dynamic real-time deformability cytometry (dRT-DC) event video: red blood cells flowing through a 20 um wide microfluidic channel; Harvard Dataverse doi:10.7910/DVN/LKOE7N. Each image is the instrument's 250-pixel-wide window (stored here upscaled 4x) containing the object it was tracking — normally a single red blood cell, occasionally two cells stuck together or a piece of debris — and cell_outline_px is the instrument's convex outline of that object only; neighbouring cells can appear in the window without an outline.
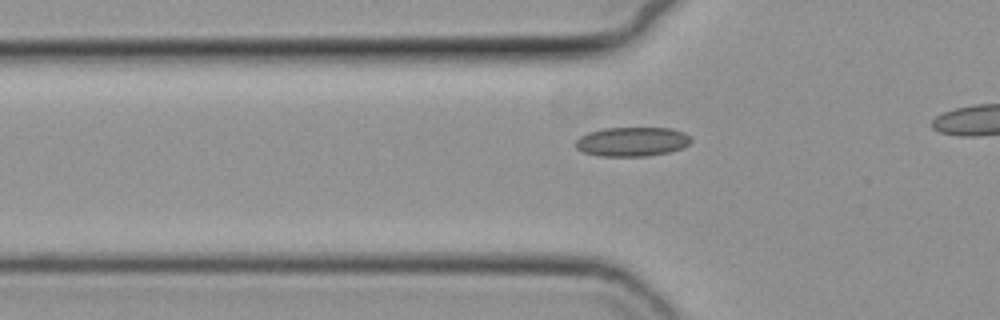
{"species": "common noctule bat (a hibernating species)", "species_latin": "Nyctalus noctula", "temperature_condition": "cold", "stored_images_in_passage": 25, "camera_frame_rate_fps": 3000, "um_per_image_px": 0.085, "animal": {"sex": "female", "body_mass_g": 19.3, "forearm_length_mm": 54.1}, "frame": {"image": 1, "passage_image": 12, "time_ms": 3.667, "image_size_px": [1000, 320], "cell_outline_px": [[692, 140], [688, 144], [680, 148], [668, 152], [648, 156], [600, 156], [584, 152], [576, 148], [576, 140], [580, 136], [588, 132], [604, 128], [672, 128], [684, 132], [692, 136]], "centroid_in_image_um": [53.74, 12.03], "position_along_channel_um": 72.1, "area_um2": 19.71}}
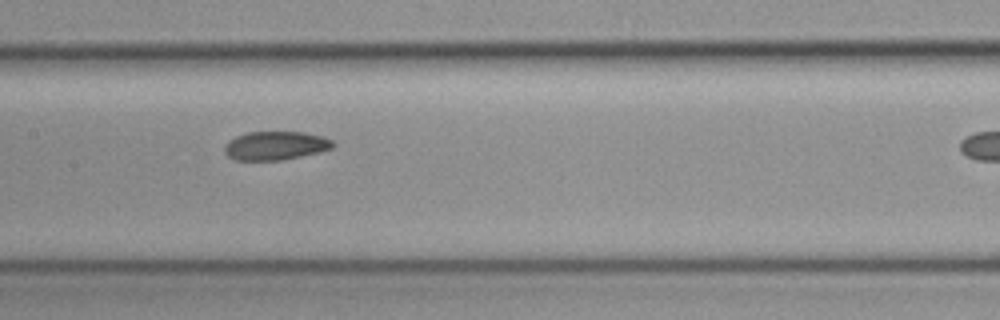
{"frame": {"image": 2, "passage_image": 21, "time_ms": 6.667, "image_size_px": [1000, 320], "cell_outline_px": [[336, 144], [332, 148], [320, 152], [284, 160], [236, 160], [228, 156], [224, 152], [224, 148], [228, 140], [236, 136], [248, 132], [304, 132], [324, 136], [332, 140]], "centroid_in_image_um": [23.44, 12.38], "position_along_channel_um": 184.0, "area_um2": 18.26}}
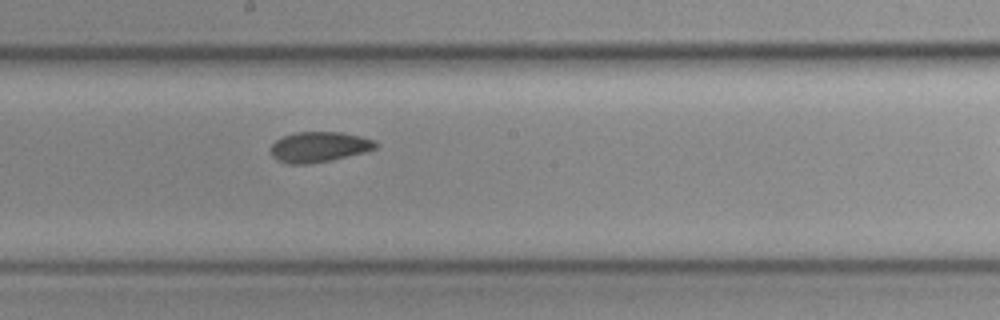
{"frame": {"image": 3, "passage_image": 24, "time_ms": 7.667, "image_size_px": [1000, 320], "cell_outline_px": [[376, 148], [364, 152], [332, 160], [308, 164], [288, 164], [276, 160], [272, 156], [272, 144], [276, 140], [284, 136], [296, 132], [344, 132], [376, 140]], "centroid_in_image_um": [27.12, 12.49], "position_along_channel_um": 221.1, "area_um2": 18.55}}